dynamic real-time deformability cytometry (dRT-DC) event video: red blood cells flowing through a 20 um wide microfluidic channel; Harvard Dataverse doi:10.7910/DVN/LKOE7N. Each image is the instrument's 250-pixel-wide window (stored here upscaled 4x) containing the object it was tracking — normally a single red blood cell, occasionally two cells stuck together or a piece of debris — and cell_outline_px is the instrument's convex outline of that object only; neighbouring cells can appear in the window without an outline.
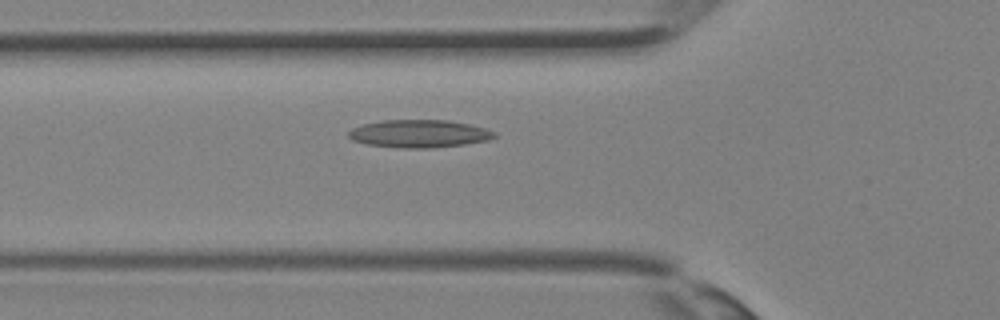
{"species": "Egyptian fruit bat (a non-hibernating species)", "species_latin": "Rousettus aegyptiacus", "temperature_condition": "room temperature", "stored_images_in_passage": 27, "camera_frame_rate_fps": 3000, "um_per_image_px": 0.085, "animal": {"sex": "female"}, "frame": {"image": 1, "passage_image": 4, "time_ms": 1.0, "image_size_px": [1000, 320], "cell_outline_px": [[496, 136], [488, 140], [464, 144], [432, 148], [400, 148], [368, 144], [352, 140], [348, 136], [348, 132], [352, 128], [364, 124], [384, 120], [448, 120], [468, 124], [484, 128], [496, 132]], "centroid_in_image_um": [35.63, 11.36], "position_along_channel_um": 90.2, "area_um2": 23.47}}
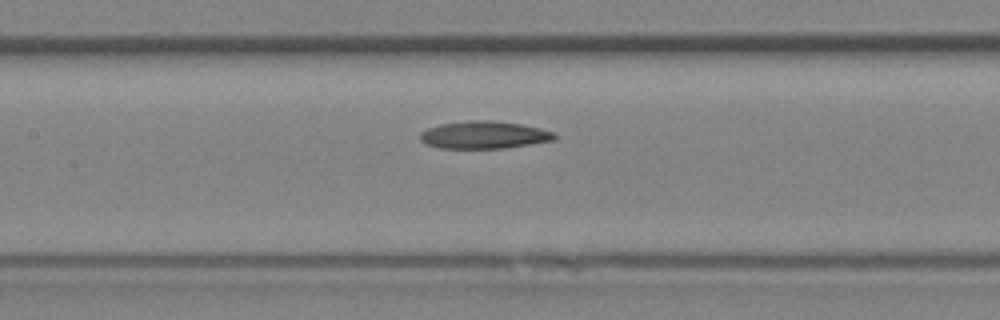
{"frame": {"image": 2, "passage_image": 8, "time_ms": 2.333, "image_size_px": [1000, 320], "cell_outline_px": [[556, 140], [504, 148], [440, 148], [424, 144], [420, 140], [420, 132], [428, 128], [440, 124], [468, 120], [484, 120], [520, 124], [540, 128], [552, 132], [556, 136]], "centroid_in_image_um": [41.1, 11.47], "position_along_channel_um": 166.3, "area_um2": 21.44}}
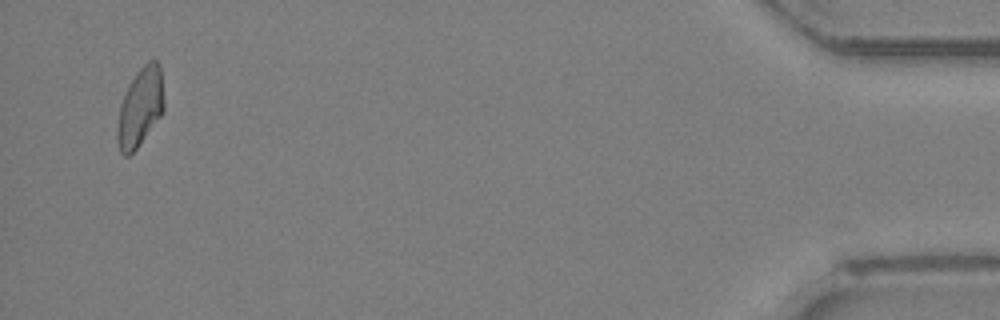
{"frame": {"image": 3, "passage_image": 26, "time_ms": 8.333, "image_size_px": [1000, 320], "cell_outline_px": [[164, 112], [136, 148], [128, 156], [124, 156], [120, 152], [116, 140], [116, 132], [120, 104], [128, 84], [136, 72], [148, 60], [156, 60], [160, 68], [164, 100]], "centroid_in_image_um": [11.9, 9.12], "position_along_channel_um": 423.3, "area_um2": 21.44}}